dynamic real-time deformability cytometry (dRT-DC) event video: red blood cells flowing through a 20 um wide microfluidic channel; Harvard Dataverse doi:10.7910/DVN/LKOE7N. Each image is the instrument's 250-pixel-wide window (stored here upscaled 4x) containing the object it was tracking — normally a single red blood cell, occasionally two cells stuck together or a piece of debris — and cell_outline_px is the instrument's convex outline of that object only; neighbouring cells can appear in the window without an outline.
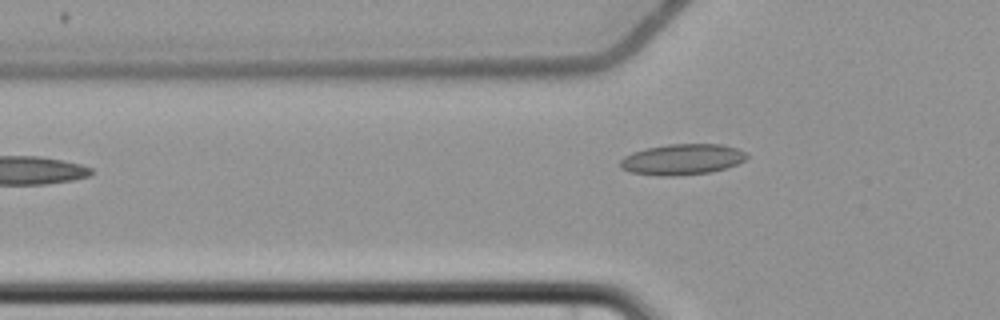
{"species": "common noctule bat (a hibernating species)", "species_latin": "Nyctalus noctula", "temperature_condition": "cold", "stored_images_in_passage": 4, "camera_frame_rate_fps": 3000, "um_per_image_px": 0.085, "animal": {"sex": "female", "body_mass_g": 22.7, "forearm_length_mm": 54.2}, "frame": {"image": 1, "passage_image": 4, "time_ms": 4.667, "image_size_px": [1000, 320], "cell_outline_px": [[748, 156], [744, 160], [736, 164], [712, 172], [680, 176], [656, 176], [632, 172], [620, 168], [620, 160], [624, 156], [632, 152], [648, 148], [668, 144], [720, 144], [736, 148], [748, 152]], "centroid_in_image_um": [57.98, 13.55], "position_along_channel_um": 67.8, "area_um2": 22.83}}